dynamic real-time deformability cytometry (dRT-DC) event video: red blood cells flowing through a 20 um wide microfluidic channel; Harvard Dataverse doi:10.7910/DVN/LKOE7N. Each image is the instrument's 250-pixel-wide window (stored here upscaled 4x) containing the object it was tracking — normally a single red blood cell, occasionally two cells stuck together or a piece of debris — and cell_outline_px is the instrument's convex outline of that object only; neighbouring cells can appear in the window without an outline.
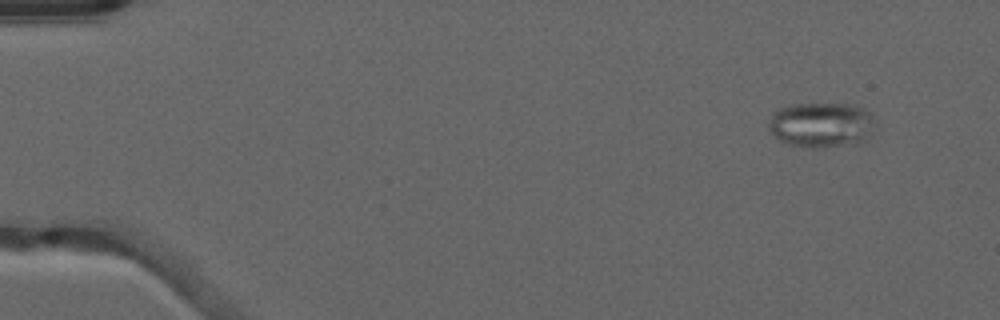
{"species": "common noctule bat (a hibernating species)", "species_latin": "Nyctalus noctula", "temperature_condition": "warm", "stored_images_in_passage": 53, "segment_of_instrument_passage": [1, 2], "camera_frame_rate_fps": 3000, "um_per_image_px": 0.085, "animal": {"sex": "male", "forearm_length_mm": 52.5}, "frame": {"image": 1, "passage_image": 5, "time_ms": 1.333, "image_size_px": [1000, 320], "cell_outline_px": [[876, 128], [856, 144], [824, 148], [812, 148], [788, 144], [780, 140], [768, 128], [768, 120], [772, 112], [780, 108], [792, 104], [856, 104], [864, 108], [876, 120]], "centroid_in_image_um": [69.82, 10.61], "position_along_channel_um": 15.2, "area_um2": 28.38}}